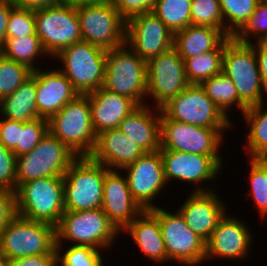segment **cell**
I'll use <instances>...</instances> for the list:
<instances>
[{"mask_svg": "<svg viewBox=\"0 0 267 266\" xmlns=\"http://www.w3.org/2000/svg\"><path fill=\"white\" fill-rule=\"evenodd\" d=\"M222 72L237 88L241 114L248 107L265 101L267 90L261 82L253 43L238 42L233 37H226Z\"/></svg>", "mask_w": 267, "mask_h": 266, "instance_id": "cell-1", "label": "cell"}, {"mask_svg": "<svg viewBox=\"0 0 267 266\" xmlns=\"http://www.w3.org/2000/svg\"><path fill=\"white\" fill-rule=\"evenodd\" d=\"M120 234L102 208L65 211L55 227L56 245L68 241L71 245L89 246L104 252L112 247Z\"/></svg>", "mask_w": 267, "mask_h": 266, "instance_id": "cell-2", "label": "cell"}, {"mask_svg": "<svg viewBox=\"0 0 267 266\" xmlns=\"http://www.w3.org/2000/svg\"><path fill=\"white\" fill-rule=\"evenodd\" d=\"M15 194L17 215L25 219L56 227L65 212L63 176L22 183Z\"/></svg>", "mask_w": 267, "mask_h": 266, "instance_id": "cell-3", "label": "cell"}, {"mask_svg": "<svg viewBox=\"0 0 267 266\" xmlns=\"http://www.w3.org/2000/svg\"><path fill=\"white\" fill-rule=\"evenodd\" d=\"M103 88L137 105L148 104L146 61L127 44L108 50Z\"/></svg>", "mask_w": 267, "mask_h": 266, "instance_id": "cell-4", "label": "cell"}, {"mask_svg": "<svg viewBox=\"0 0 267 266\" xmlns=\"http://www.w3.org/2000/svg\"><path fill=\"white\" fill-rule=\"evenodd\" d=\"M108 171L90 156L77 157L63 176L65 211L102 208L104 179Z\"/></svg>", "mask_w": 267, "mask_h": 266, "instance_id": "cell-5", "label": "cell"}, {"mask_svg": "<svg viewBox=\"0 0 267 266\" xmlns=\"http://www.w3.org/2000/svg\"><path fill=\"white\" fill-rule=\"evenodd\" d=\"M48 131L64 143L74 154L90 156L97 134L92 121L87 95H78L48 120Z\"/></svg>", "mask_w": 267, "mask_h": 266, "instance_id": "cell-6", "label": "cell"}, {"mask_svg": "<svg viewBox=\"0 0 267 266\" xmlns=\"http://www.w3.org/2000/svg\"><path fill=\"white\" fill-rule=\"evenodd\" d=\"M107 52L87 41H79L63 49L57 56L63 67L59 70L72 83L80 95H86L103 87Z\"/></svg>", "mask_w": 267, "mask_h": 266, "instance_id": "cell-7", "label": "cell"}, {"mask_svg": "<svg viewBox=\"0 0 267 266\" xmlns=\"http://www.w3.org/2000/svg\"><path fill=\"white\" fill-rule=\"evenodd\" d=\"M77 157L48 131L31 152L16 157L17 187L39 178L64 176Z\"/></svg>", "mask_w": 267, "mask_h": 266, "instance_id": "cell-8", "label": "cell"}, {"mask_svg": "<svg viewBox=\"0 0 267 266\" xmlns=\"http://www.w3.org/2000/svg\"><path fill=\"white\" fill-rule=\"evenodd\" d=\"M149 211L159 221L168 262L186 266L204 264L206 242L187 226L178 210L172 213L157 205Z\"/></svg>", "mask_w": 267, "mask_h": 266, "instance_id": "cell-9", "label": "cell"}, {"mask_svg": "<svg viewBox=\"0 0 267 266\" xmlns=\"http://www.w3.org/2000/svg\"><path fill=\"white\" fill-rule=\"evenodd\" d=\"M34 18L36 35L53 60L63 49L82 40L77 6L72 3L36 9Z\"/></svg>", "mask_w": 267, "mask_h": 266, "instance_id": "cell-10", "label": "cell"}, {"mask_svg": "<svg viewBox=\"0 0 267 266\" xmlns=\"http://www.w3.org/2000/svg\"><path fill=\"white\" fill-rule=\"evenodd\" d=\"M161 111L169 119L194 126L234 128L231 118L223 114L198 84H189L185 90L164 104Z\"/></svg>", "mask_w": 267, "mask_h": 266, "instance_id": "cell-11", "label": "cell"}, {"mask_svg": "<svg viewBox=\"0 0 267 266\" xmlns=\"http://www.w3.org/2000/svg\"><path fill=\"white\" fill-rule=\"evenodd\" d=\"M56 247L55 227L17 215L0 233V252L10 259L47 254Z\"/></svg>", "mask_w": 267, "mask_h": 266, "instance_id": "cell-12", "label": "cell"}, {"mask_svg": "<svg viewBox=\"0 0 267 266\" xmlns=\"http://www.w3.org/2000/svg\"><path fill=\"white\" fill-rule=\"evenodd\" d=\"M227 129L233 130L232 128L200 127L174 121L161 111L160 150L221 155L219 149L226 139L223 136Z\"/></svg>", "mask_w": 267, "mask_h": 266, "instance_id": "cell-13", "label": "cell"}, {"mask_svg": "<svg viewBox=\"0 0 267 266\" xmlns=\"http://www.w3.org/2000/svg\"><path fill=\"white\" fill-rule=\"evenodd\" d=\"M77 16L83 41L105 50L125 44L126 21L112 1L104 4L78 5Z\"/></svg>", "mask_w": 267, "mask_h": 266, "instance_id": "cell-14", "label": "cell"}, {"mask_svg": "<svg viewBox=\"0 0 267 266\" xmlns=\"http://www.w3.org/2000/svg\"><path fill=\"white\" fill-rule=\"evenodd\" d=\"M164 163L167 183L183 181L194 185L191 192H210V186H202L203 182L211 181L221 174L223 166L222 155H200L174 150H159Z\"/></svg>", "mask_w": 267, "mask_h": 266, "instance_id": "cell-15", "label": "cell"}, {"mask_svg": "<svg viewBox=\"0 0 267 266\" xmlns=\"http://www.w3.org/2000/svg\"><path fill=\"white\" fill-rule=\"evenodd\" d=\"M146 65V96L147 99L151 97L150 100L152 99L154 107L161 108L189 85L184 60L173 47L158 56L150 58Z\"/></svg>", "mask_w": 267, "mask_h": 266, "instance_id": "cell-16", "label": "cell"}, {"mask_svg": "<svg viewBox=\"0 0 267 266\" xmlns=\"http://www.w3.org/2000/svg\"><path fill=\"white\" fill-rule=\"evenodd\" d=\"M121 170H125L132 197L140 207L144 211L156 208L153 202L168 184L160 151L144 153Z\"/></svg>", "mask_w": 267, "mask_h": 266, "instance_id": "cell-17", "label": "cell"}, {"mask_svg": "<svg viewBox=\"0 0 267 266\" xmlns=\"http://www.w3.org/2000/svg\"><path fill=\"white\" fill-rule=\"evenodd\" d=\"M174 34L153 12L126 22L125 44L146 62L173 47Z\"/></svg>", "mask_w": 267, "mask_h": 266, "instance_id": "cell-18", "label": "cell"}, {"mask_svg": "<svg viewBox=\"0 0 267 266\" xmlns=\"http://www.w3.org/2000/svg\"><path fill=\"white\" fill-rule=\"evenodd\" d=\"M238 217L226 214L206 242L207 259L241 260L249 257L252 241L251 229Z\"/></svg>", "mask_w": 267, "mask_h": 266, "instance_id": "cell-19", "label": "cell"}, {"mask_svg": "<svg viewBox=\"0 0 267 266\" xmlns=\"http://www.w3.org/2000/svg\"><path fill=\"white\" fill-rule=\"evenodd\" d=\"M217 191L191 192L177 210L187 226L207 242L218 228L223 217L228 213ZM226 208V209H225Z\"/></svg>", "mask_w": 267, "mask_h": 266, "instance_id": "cell-20", "label": "cell"}, {"mask_svg": "<svg viewBox=\"0 0 267 266\" xmlns=\"http://www.w3.org/2000/svg\"><path fill=\"white\" fill-rule=\"evenodd\" d=\"M102 210L121 233L144 211L133 199L126 177L119 170L105 174Z\"/></svg>", "mask_w": 267, "mask_h": 266, "instance_id": "cell-21", "label": "cell"}, {"mask_svg": "<svg viewBox=\"0 0 267 266\" xmlns=\"http://www.w3.org/2000/svg\"><path fill=\"white\" fill-rule=\"evenodd\" d=\"M31 76L36 81V107L40 118L49 120L79 95L57 67L47 71L38 68Z\"/></svg>", "mask_w": 267, "mask_h": 266, "instance_id": "cell-22", "label": "cell"}, {"mask_svg": "<svg viewBox=\"0 0 267 266\" xmlns=\"http://www.w3.org/2000/svg\"><path fill=\"white\" fill-rule=\"evenodd\" d=\"M118 129L145 153L160 150L161 108L138 105L122 120Z\"/></svg>", "mask_w": 267, "mask_h": 266, "instance_id": "cell-23", "label": "cell"}, {"mask_svg": "<svg viewBox=\"0 0 267 266\" xmlns=\"http://www.w3.org/2000/svg\"><path fill=\"white\" fill-rule=\"evenodd\" d=\"M145 152L118 128L97 135L90 157L109 170H120L135 162Z\"/></svg>", "mask_w": 267, "mask_h": 266, "instance_id": "cell-24", "label": "cell"}, {"mask_svg": "<svg viewBox=\"0 0 267 266\" xmlns=\"http://www.w3.org/2000/svg\"><path fill=\"white\" fill-rule=\"evenodd\" d=\"M95 133L118 128L122 120L138 105L130 98L110 92L103 87L86 94Z\"/></svg>", "mask_w": 267, "mask_h": 266, "instance_id": "cell-25", "label": "cell"}, {"mask_svg": "<svg viewBox=\"0 0 267 266\" xmlns=\"http://www.w3.org/2000/svg\"><path fill=\"white\" fill-rule=\"evenodd\" d=\"M122 232L129 233L133 244L156 264L168 261L158 219L149 211H143Z\"/></svg>", "mask_w": 267, "mask_h": 266, "instance_id": "cell-26", "label": "cell"}, {"mask_svg": "<svg viewBox=\"0 0 267 266\" xmlns=\"http://www.w3.org/2000/svg\"><path fill=\"white\" fill-rule=\"evenodd\" d=\"M226 37L222 29L191 24L174 34L173 48L185 60L214 50Z\"/></svg>", "mask_w": 267, "mask_h": 266, "instance_id": "cell-27", "label": "cell"}, {"mask_svg": "<svg viewBox=\"0 0 267 266\" xmlns=\"http://www.w3.org/2000/svg\"><path fill=\"white\" fill-rule=\"evenodd\" d=\"M0 116L21 122L39 118L36 107V81L32 76L13 94L1 100Z\"/></svg>", "mask_w": 267, "mask_h": 266, "instance_id": "cell-28", "label": "cell"}, {"mask_svg": "<svg viewBox=\"0 0 267 266\" xmlns=\"http://www.w3.org/2000/svg\"><path fill=\"white\" fill-rule=\"evenodd\" d=\"M264 106L261 102L248 107L242 115L248 128L245 151L249 159H263L267 155V108Z\"/></svg>", "mask_w": 267, "mask_h": 266, "instance_id": "cell-29", "label": "cell"}, {"mask_svg": "<svg viewBox=\"0 0 267 266\" xmlns=\"http://www.w3.org/2000/svg\"><path fill=\"white\" fill-rule=\"evenodd\" d=\"M0 53L10 60L26 65L33 71L39 67L36 65L38 62L37 58L48 56L37 35L23 36L21 38H6V42L0 49Z\"/></svg>", "mask_w": 267, "mask_h": 266, "instance_id": "cell-30", "label": "cell"}, {"mask_svg": "<svg viewBox=\"0 0 267 266\" xmlns=\"http://www.w3.org/2000/svg\"><path fill=\"white\" fill-rule=\"evenodd\" d=\"M225 39L214 49L184 60L189 84L200 85L203 81L222 72Z\"/></svg>", "mask_w": 267, "mask_h": 266, "instance_id": "cell-31", "label": "cell"}, {"mask_svg": "<svg viewBox=\"0 0 267 266\" xmlns=\"http://www.w3.org/2000/svg\"><path fill=\"white\" fill-rule=\"evenodd\" d=\"M200 86L227 118H230L231 109L236 107L239 111L237 88L233 81L223 72L203 81Z\"/></svg>", "mask_w": 267, "mask_h": 266, "instance_id": "cell-32", "label": "cell"}, {"mask_svg": "<svg viewBox=\"0 0 267 266\" xmlns=\"http://www.w3.org/2000/svg\"><path fill=\"white\" fill-rule=\"evenodd\" d=\"M192 0H158L152 12L173 34L191 25Z\"/></svg>", "mask_w": 267, "mask_h": 266, "instance_id": "cell-33", "label": "cell"}, {"mask_svg": "<svg viewBox=\"0 0 267 266\" xmlns=\"http://www.w3.org/2000/svg\"><path fill=\"white\" fill-rule=\"evenodd\" d=\"M260 0H219L224 31L232 37L254 13Z\"/></svg>", "mask_w": 267, "mask_h": 266, "instance_id": "cell-34", "label": "cell"}, {"mask_svg": "<svg viewBox=\"0 0 267 266\" xmlns=\"http://www.w3.org/2000/svg\"><path fill=\"white\" fill-rule=\"evenodd\" d=\"M248 182L249 197L260 215V219L267 218V164L263 159H249Z\"/></svg>", "mask_w": 267, "mask_h": 266, "instance_id": "cell-35", "label": "cell"}, {"mask_svg": "<svg viewBox=\"0 0 267 266\" xmlns=\"http://www.w3.org/2000/svg\"><path fill=\"white\" fill-rule=\"evenodd\" d=\"M66 245H56L58 266H105V255L100 250L89 246Z\"/></svg>", "mask_w": 267, "mask_h": 266, "instance_id": "cell-36", "label": "cell"}, {"mask_svg": "<svg viewBox=\"0 0 267 266\" xmlns=\"http://www.w3.org/2000/svg\"><path fill=\"white\" fill-rule=\"evenodd\" d=\"M32 72L26 65L10 60L0 53V99L13 94L31 77Z\"/></svg>", "mask_w": 267, "mask_h": 266, "instance_id": "cell-37", "label": "cell"}, {"mask_svg": "<svg viewBox=\"0 0 267 266\" xmlns=\"http://www.w3.org/2000/svg\"><path fill=\"white\" fill-rule=\"evenodd\" d=\"M232 37L244 43H252L253 39L256 42L267 37V3L265 0L257 3L254 13Z\"/></svg>", "mask_w": 267, "mask_h": 266, "instance_id": "cell-38", "label": "cell"}, {"mask_svg": "<svg viewBox=\"0 0 267 266\" xmlns=\"http://www.w3.org/2000/svg\"><path fill=\"white\" fill-rule=\"evenodd\" d=\"M191 24L224 30L219 0H192Z\"/></svg>", "mask_w": 267, "mask_h": 266, "instance_id": "cell-39", "label": "cell"}, {"mask_svg": "<svg viewBox=\"0 0 267 266\" xmlns=\"http://www.w3.org/2000/svg\"><path fill=\"white\" fill-rule=\"evenodd\" d=\"M48 133V120L37 118L30 122H22L19 143L12 150L16 157L31 152Z\"/></svg>", "mask_w": 267, "mask_h": 266, "instance_id": "cell-40", "label": "cell"}, {"mask_svg": "<svg viewBox=\"0 0 267 266\" xmlns=\"http://www.w3.org/2000/svg\"><path fill=\"white\" fill-rule=\"evenodd\" d=\"M36 35L34 10L14 5L8 18L6 38Z\"/></svg>", "mask_w": 267, "mask_h": 266, "instance_id": "cell-41", "label": "cell"}, {"mask_svg": "<svg viewBox=\"0 0 267 266\" xmlns=\"http://www.w3.org/2000/svg\"><path fill=\"white\" fill-rule=\"evenodd\" d=\"M0 188L16 191V156L14 152L0 144Z\"/></svg>", "mask_w": 267, "mask_h": 266, "instance_id": "cell-42", "label": "cell"}, {"mask_svg": "<svg viewBox=\"0 0 267 266\" xmlns=\"http://www.w3.org/2000/svg\"><path fill=\"white\" fill-rule=\"evenodd\" d=\"M158 0H112L114 7L127 22L130 18L152 12Z\"/></svg>", "mask_w": 267, "mask_h": 266, "instance_id": "cell-43", "label": "cell"}, {"mask_svg": "<svg viewBox=\"0 0 267 266\" xmlns=\"http://www.w3.org/2000/svg\"><path fill=\"white\" fill-rule=\"evenodd\" d=\"M17 216L16 194L9 189L0 188V233Z\"/></svg>", "mask_w": 267, "mask_h": 266, "instance_id": "cell-44", "label": "cell"}, {"mask_svg": "<svg viewBox=\"0 0 267 266\" xmlns=\"http://www.w3.org/2000/svg\"><path fill=\"white\" fill-rule=\"evenodd\" d=\"M22 122L0 116V144L13 150L19 143Z\"/></svg>", "mask_w": 267, "mask_h": 266, "instance_id": "cell-45", "label": "cell"}, {"mask_svg": "<svg viewBox=\"0 0 267 266\" xmlns=\"http://www.w3.org/2000/svg\"><path fill=\"white\" fill-rule=\"evenodd\" d=\"M8 266H58L56 247L47 254L28 255L10 259Z\"/></svg>", "mask_w": 267, "mask_h": 266, "instance_id": "cell-46", "label": "cell"}, {"mask_svg": "<svg viewBox=\"0 0 267 266\" xmlns=\"http://www.w3.org/2000/svg\"><path fill=\"white\" fill-rule=\"evenodd\" d=\"M254 43L253 48L258 62L261 82L267 90V41L263 39Z\"/></svg>", "mask_w": 267, "mask_h": 266, "instance_id": "cell-47", "label": "cell"}, {"mask_svg": "<svg viewBox=\"0 0 267 266\" xmlns=\"http://www.w3.org/2000/svg\"><path fill=\"white\" fill-rule=\"evenodd\" d=\"M14 5L11 0H0V49L6 42L8 18Z\"/></svg>", "mask_w": 267, "mask_h": 266, "instance_id": "cell-48", "label": "cell"}, {"mask_svg": "<svg viewBox=\"0 0 267 266\" xmlns=\"http://www.w3.org/2000/svg\"><path fill=\"white\" fill-rule=\"evenodd\" d=\"M16 6L27 9L57 7L66 3V0H11Z\"/></svg>", "mask_w": 267, "mask_h": 266, "instance_id": "cell-49", "label": "cell"}, {"mask_svg": "<svg viewBox=\"0 0 267 266\" xmlns=\"http://www.w3.org/2000/svg\"><path fill=\"white\" fill-rule=\"evenodd\" d=\"M68 3L78 5H91V4H104L111 2L112 0H66Z\"/></svg>", "mask_w": 267, "mask_h": 266, "instance_id": "cell-50", "label": "cell"}, {"mask_svg": "<svg viewBox=\"0 0 267 266\" xmlns=\"http://www.w3.org/2000/svg\"><path fill=\"white\" fill-rule=\"evenodd\" d=\"M9 259L0 252V266H8Z\"/></svg>", "mask_w": 267, "mask_h": 266, "instance_id": "cell-51", "label": "cell"}, {"mask_svg": "<svg viewBox=\"0 0 267 266\" xmlns=\"http://www.w3.org/2000/svg\"><path fill=\"white\" fill-rule=\"evenodd\" d=\"M263 160H264L265 163L267 164V155L263 158Z\"/></svg>", "mask_w": 267, "mask_h": 266, "instance_id": "cell-52", "label": "cell"}]
</instances>
